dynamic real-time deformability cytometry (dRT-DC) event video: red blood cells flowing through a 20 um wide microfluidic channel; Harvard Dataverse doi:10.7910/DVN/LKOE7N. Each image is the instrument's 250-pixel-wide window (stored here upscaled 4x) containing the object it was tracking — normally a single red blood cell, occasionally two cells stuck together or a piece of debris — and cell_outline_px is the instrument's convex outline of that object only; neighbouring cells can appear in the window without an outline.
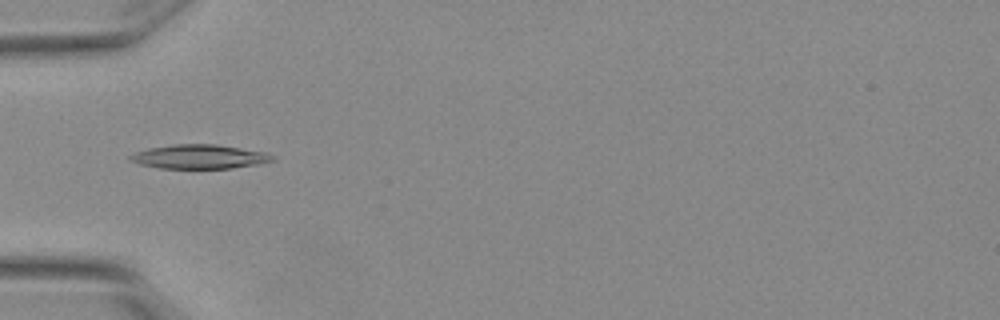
{"species": "Egyptian fruit bat (a non-hibernating species)", "species_latin": "Rousettus aegyptiacus", "temperature_condition": "warm", "stored_images_in_passage": 4, "camera_frame_rate_fps": 3000, "um_per_image_px": 0.085, "animal": {"sex": "female"}, "frame": {"image": 1, "passage_image": 2, "time_ms": 0.333, "image_size_px": [1000, 320], "cell_outline_px": [[276, 160], [256, 164], [232, 168], [160, 168], [140, 164], [128, 160], [128, 156], [136, 152], [148, 148], [172, 144], [216, 144], [268, 152]], "centroid_in_image_um": [16.94, 13.31], "position_along_channel_um": 68.1, "area_um2": 20.0}}
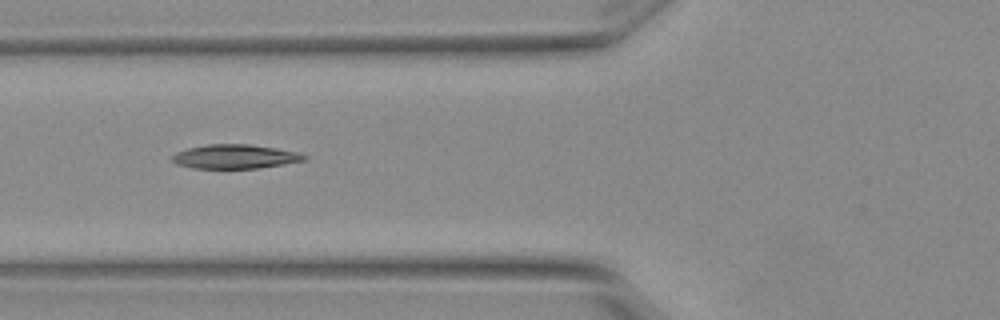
{"frame": {"image": 2, "passage_image": 3, "time_ms": 0.667, "image_size_px": [1000, 320], "cell_outline_px": [[308, 160], [260, 168], [192, 168], [176, 164], [172, 160], [172, 156], [176, 152], [188, 148], [208, 144], [248, 144], [300, 152], [308, 156]], "centroid_in_image_um": [20.01, 13.31], "position_along_channel_um": 105.8, "area_um2": 18.61}}
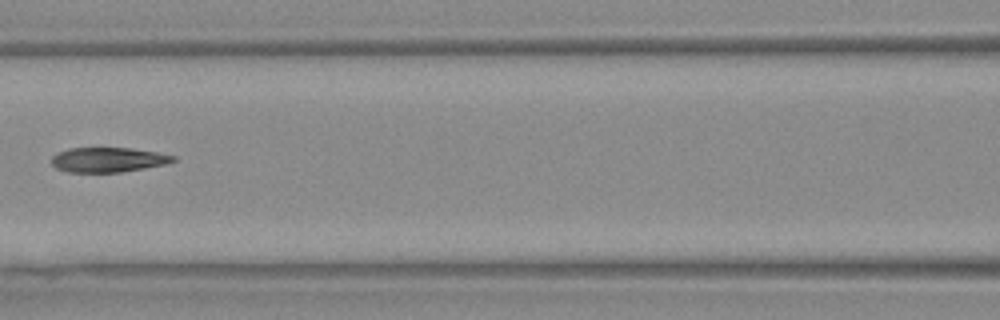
{"frame": {"image": 3, "passage_image": 4, "time_ms": 1.0, "image_size_px": [1000, 320], "cell_outline_px": [[176, 160], [164, 164], [144, 168], [120, 172], [68, 172], [56, 168], [52, 164], [52, 156], [68, 148], [132, 148], [156, 152], [176, 156]], "centroid_in_image_um": [9.18, 13.58], "position_along_channel_um": 157.4, "area_um2": 17.4}}